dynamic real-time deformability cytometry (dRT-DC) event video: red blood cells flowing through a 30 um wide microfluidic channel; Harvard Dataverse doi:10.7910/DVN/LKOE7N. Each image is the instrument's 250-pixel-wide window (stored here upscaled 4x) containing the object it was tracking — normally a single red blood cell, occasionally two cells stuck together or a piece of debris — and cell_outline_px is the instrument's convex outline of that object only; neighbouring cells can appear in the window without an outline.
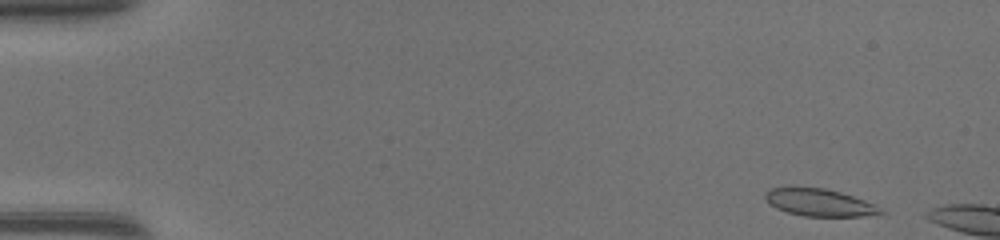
{"species": "common noctule bat (a hibernating species)", "species_latin": "Nyctalus noctula", "temperature_condition": "warm", "stored_images_in_passage": 5, "camera_frame_rate_fps": 3000, "um_per_image_px": 0.085, "animal": {"sex": "female", "body_mass_g": 17.0, "forearm_length_mm": 48.0}, "frame": {"image": 1, "passage_image": 1, "time_ms": 0.0, "image_size_px": [1000, 240], "cell_outline_px": [[884, 212], [860, 216], [804, 216], [788, 212], [776, 208], [764, 196], [764, 192], [772, 188], [824, 188], [840, 192], [876, 204]], "centroid_in_image_um": [69.66, 17.22], "position_along_channel_um": 15.3, "area_um2": 17.86}}